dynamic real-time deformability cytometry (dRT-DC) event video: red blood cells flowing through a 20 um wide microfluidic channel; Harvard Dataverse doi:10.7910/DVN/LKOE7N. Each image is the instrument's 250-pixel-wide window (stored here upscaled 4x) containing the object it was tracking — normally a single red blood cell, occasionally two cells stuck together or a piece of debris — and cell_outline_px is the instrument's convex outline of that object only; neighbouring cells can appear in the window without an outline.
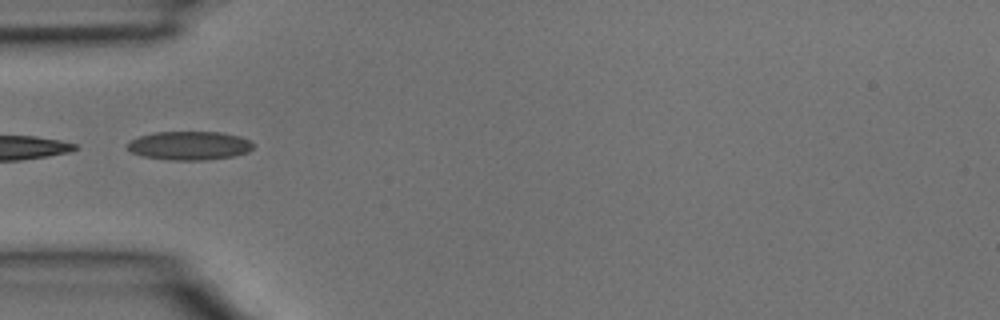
{"species": "common noctule bat (a hibernating species)", "species_latin": "Nyctalus noctula", "temperature_condition": "room temperature", "stored_images_in_passage": 4, "camera_frame_rate_fps": 3000, "um_per_image_px": 0.085, "animal": {"sex": "male", "body_mass_g": 15.6}, "frame": {"image": 1, "passage_image": 3, "time_ms": 0.667, "image_size_px": [1000, 320], "cell_outline_px": [[256, 144], [248, 152], [236, 156], [204, 160], [168, 160], [144, 156], [132, 152], [124, 148], [124, 144], [140, 136], [152, 132], [220, 132], [240, 136], [252, 140]], "centroid_in_image_um": [16.12, 12.37], "position_along_channel_um": 68.9, "area_um2": 21.39}}